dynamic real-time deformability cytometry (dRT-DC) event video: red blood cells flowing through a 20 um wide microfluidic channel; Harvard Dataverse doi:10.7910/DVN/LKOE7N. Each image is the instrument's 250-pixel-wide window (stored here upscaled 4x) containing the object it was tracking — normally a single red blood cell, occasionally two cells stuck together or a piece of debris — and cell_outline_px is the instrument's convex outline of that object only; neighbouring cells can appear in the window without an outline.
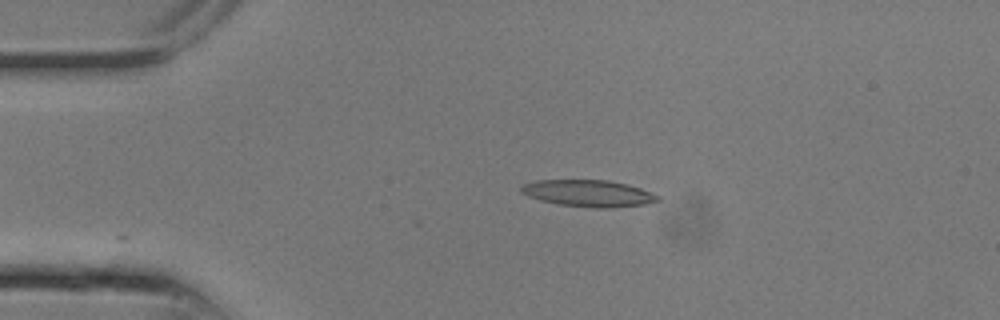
{"species": "common noctule bat (a hibernating species)", "species_latin": "Nyctalus noctula", "temperature_condition": "room temperature", "stored_images_in_passage": 3, "camera_frame_rate_fps": 3000, "um_per_image_px": 0.085, "animal": {"sex": "male", "body_mass_g": 13.3}, "frame": {"image": 1, "passage_image": 3, "time_ms": 0.667, "image_size_px": [1000, 320], "cell_outline_px": [[660, 200], [644, 204], [612, 208], [592, 208], [560, 204], [540, 200], [528, 196], [520, 192], [520, 184], [536, 180], [608, 180], [628, 184], [652, 192], [660, 196]], "centroid_in_image_um": [50.01, 16.42], "position_along_channel_um": 35.0, "area_um2": 21.44}}